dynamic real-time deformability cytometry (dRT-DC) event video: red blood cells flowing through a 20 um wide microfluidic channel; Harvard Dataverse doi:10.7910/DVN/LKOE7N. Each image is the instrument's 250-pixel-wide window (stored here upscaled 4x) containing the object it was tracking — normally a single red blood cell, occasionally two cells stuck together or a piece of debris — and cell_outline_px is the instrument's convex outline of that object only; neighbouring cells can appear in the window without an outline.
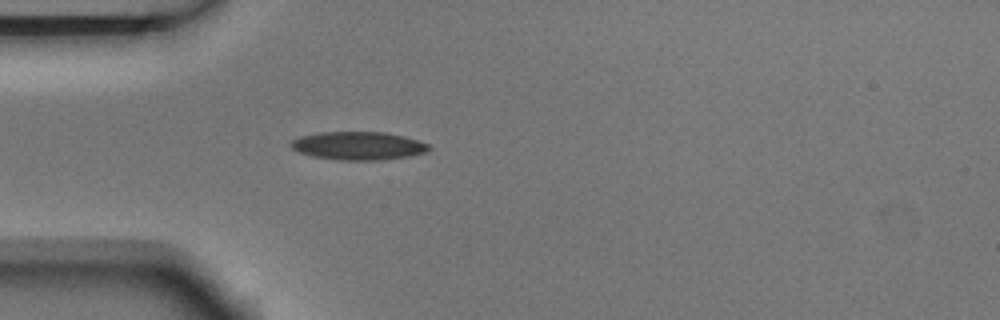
{"species": "Egyptian fruit bat (a non-hibernating species)", "species_latin": "Rousettus aegyptiacus", "temperature_condition": "room temperature", "stored_images_in_passage": 3, "camera_frame_rate_fps": 3000, "um_per_image_px": 0.085, "animal": {"sex": "male"}, "frame": {"image": 1, "passage_image": 3, "time_ms": 0.667, "image_size_px": [1000, 320], "cell_outline_px": [[432, 148], [424, 152], [408, 156], [380, 160], [340, 160], [312, 156], [300, 152], [292, 148], [292, 140], [300, 136], [320, 132], [384, 132], [404, 136], [428, 144]], "centroid_in_image_um": [30.45, 12.39], "position_along_channel_um": 54.5, "area_um2": 22.43}}